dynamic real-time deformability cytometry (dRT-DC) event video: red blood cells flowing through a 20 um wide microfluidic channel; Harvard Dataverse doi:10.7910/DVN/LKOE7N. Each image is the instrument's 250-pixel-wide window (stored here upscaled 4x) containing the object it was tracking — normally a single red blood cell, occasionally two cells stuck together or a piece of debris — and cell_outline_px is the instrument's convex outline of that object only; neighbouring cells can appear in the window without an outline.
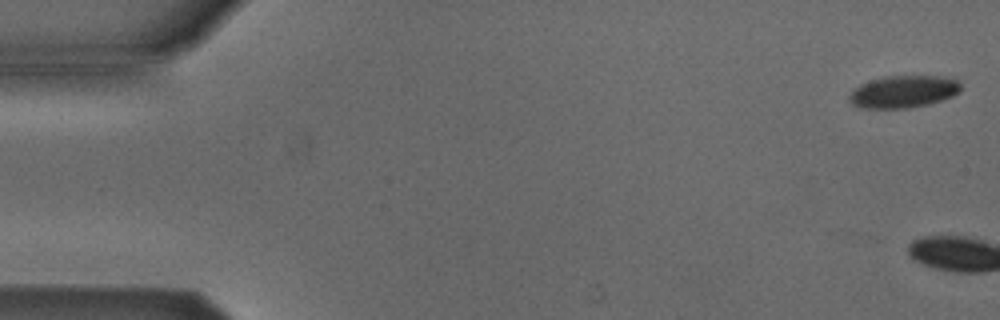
{"species": "Egyptian fruit bat (a non-hibernating species)", "species_latin": "Rousettus aegyptiacus", "temperature_condition": "cold", "stored_images_in_passage": 4, "camera_frame_rate_fps": 3000, "um_per_image_px": 0.085, "animal": {"sex": "male"}, "frame": {"image": 1, "passage_image": 2, "time_ms": 0.333, "image_size_px": [1000, 320], "cell_outline_px": [[960, 88], [952, 96], [928, 104], [908, 108], [864, 108], [852, 104], [848, 100], [848, 96], [860, 84], [884, 76], [940, 76], [956, 80], [960, 84]], "centroid_in_image_um": [76.75, 7.79], "position_along_channel_um": 8.3, "area_um2": 20.63}}